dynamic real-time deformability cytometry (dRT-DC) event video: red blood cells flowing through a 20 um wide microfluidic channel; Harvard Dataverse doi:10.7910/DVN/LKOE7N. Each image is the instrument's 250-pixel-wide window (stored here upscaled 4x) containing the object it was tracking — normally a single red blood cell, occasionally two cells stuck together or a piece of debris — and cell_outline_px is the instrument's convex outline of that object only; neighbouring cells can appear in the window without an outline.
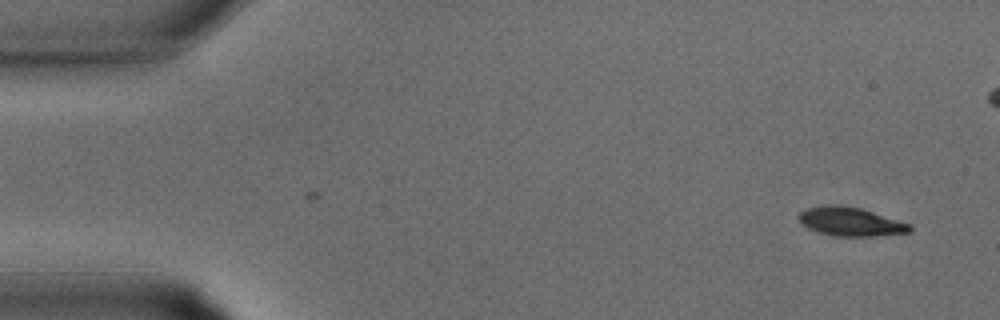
{"species": "common noctule bat (a hibernating species)", "species_latin": "Nyctalus noctula", "temperature_condition": "warm", "stored_images_in_passage": 13, "camera_frame_rate_fps": 3000, "um_per_image_px": 0.085, "animal": {"sex": "male", "body_mass_g": 15.6}, "frame": {"image": 1, "passage_image": 1, "time_ms": 0.0, "image_size_px": [1000, 320], "cell_outline_px": [[912, 232], [872, 236], [836, 236], [820, 232], [808, 228], [796, 216], [804, 208], [824, 204], [840, 204], [860, 208], [912, 224]], "centroid_in_image_um": [72.29, 18.82], "position_along_channel_um": 12.7, "area_um2": 18.73}}
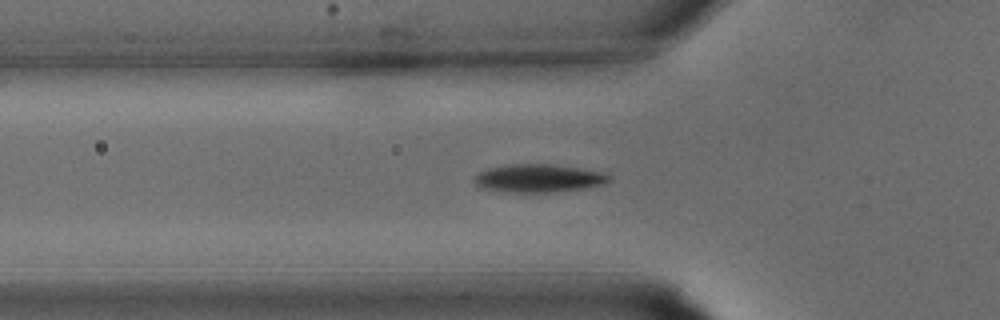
{"frame": {"image": 2, "passage_image": 10, "time_ms": 3.0, "image_size_px": [1000, 320], "cell_outline_px": [[612, 180], [604, 184], [584, 188], [552, 192], [516, 192], [484, 188], [476, 184], [476, 176], [480, 172], [488, 168], [504, 164], [552, 164], [580, 168], [600, 172], [612, 176]], "centroid_in_image_um": [45.84, 15.14], "position_along_channel_um": 80.0, "area_um2": 21.79}}
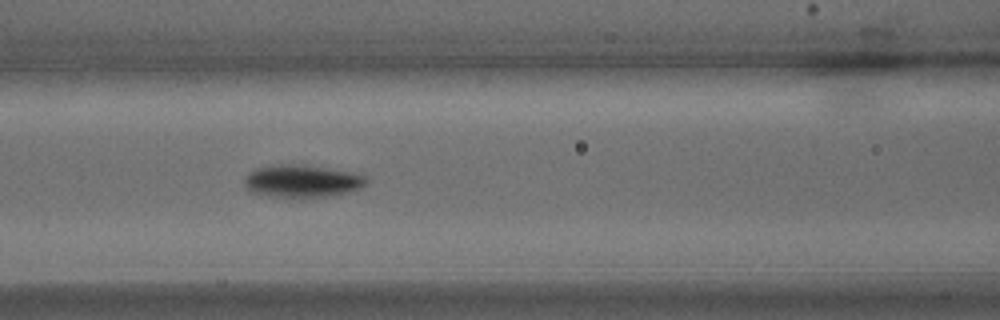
{"frame": {"image": 3, "passage_image": 13, "time_ms": 4.0, "image_size_px": [1000, 320], "cell_outline_px": [[368, 180], [360, 188], [348, 192], [328, 196], [304, 200], [268, 196], [252, 192], [244, 184], [244, 180], [248, 172], [256, 168], [280, 164], [296, 164], [352, 172], [368, 176]], "centroid_in_image_um": [25.66, 15.43], "position_along_channel_um": 140.9, "area_um2": 23.52}}